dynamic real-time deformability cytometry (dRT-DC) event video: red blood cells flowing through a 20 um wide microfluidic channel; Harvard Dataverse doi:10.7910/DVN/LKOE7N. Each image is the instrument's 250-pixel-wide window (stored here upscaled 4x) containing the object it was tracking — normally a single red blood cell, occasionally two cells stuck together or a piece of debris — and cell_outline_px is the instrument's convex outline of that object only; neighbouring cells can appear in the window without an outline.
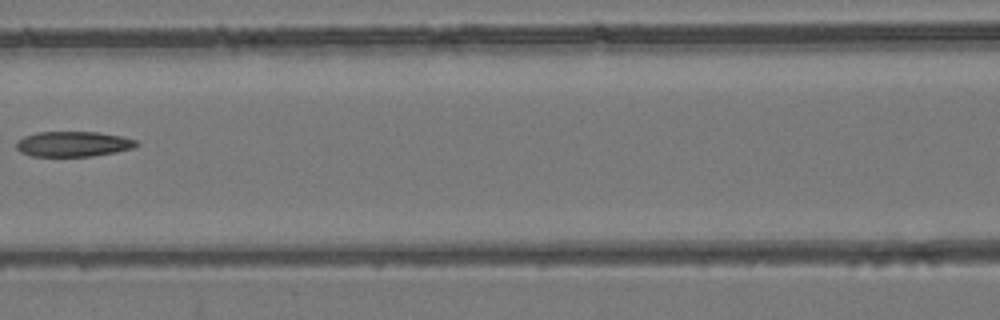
{"species": "common noctule bat (a hibernating species)", "species_latin": "Nyctalus noctula", "temperature_condition": "room temperature", "stored_images_in_passage": 7, "camera_frame_rate_fps": 3000, "um_per_image_px": 0.085, "animal": {"sex": "female", "body_mass_g": 24.6, "forearm_length_mm": 56.2}, "frame": {"image": 1, "passage_image": 6, "time_ms": 7.333, "image_size_px": [1000, 320], "cell_outline_px": [[140, 144], [132, 148], [116, 152], [92, 156], [32, 156], [20, 152], [16, 148], [16, 144], [24, 136], [36, 132], [96, 132], [120, 136], [136, 140]], "centroid_in_image_um": [6.22, 12.24], "position_along_channel_um": 160.4, "area_um2": 17.57}}
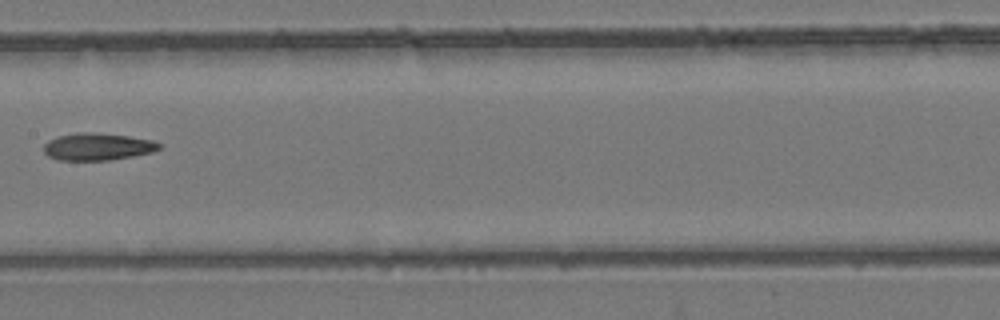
{"frame": {"image": 2, "passage_image": 7, "time_ms": 8.333, "image_size_px": [1000, 320], "cell_outline_px": [[164, 144], [160, 148], [152, 152], [112, 160], [56, 160], [48, 156], [44, 152], [44, 144], [48, 140], [60, 136], [76, 132], [88, 132], [128, 136], [152, 140]], "centroid_in_image_um": [8.29, 12.47], "position_along_channel_um": 199.1, "area_um2": 18.32}}